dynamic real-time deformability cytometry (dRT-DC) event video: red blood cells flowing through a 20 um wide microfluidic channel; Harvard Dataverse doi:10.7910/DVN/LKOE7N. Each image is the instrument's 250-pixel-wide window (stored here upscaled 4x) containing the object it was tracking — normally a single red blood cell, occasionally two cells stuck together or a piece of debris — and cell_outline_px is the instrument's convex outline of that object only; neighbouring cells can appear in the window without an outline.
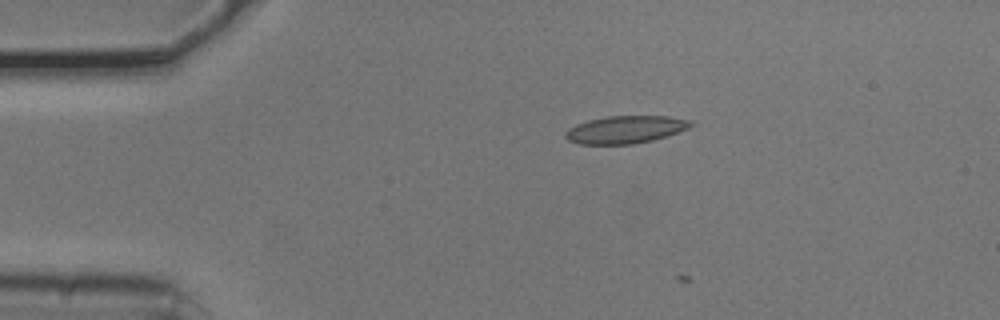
{"species": "common noctule bat (a hibernating species)", "species_latin": "Nyctalus noctula", "temperature_condition": "cold", "stored_images_in_passage": 5, "camera_frame_rate_fps": 3000, "um_per_image_px": 0.085, "animal": {"sex": "male", "body_mass_g": 20.5, "forearm_length_mm": 52.5}, "frame": {"image": 1, "passage_image": 3, "time_ms": 0.667, "image_size_px": [1000, 320], "cell_outline_px": [[696, 124], [688, 128], [652, 140], [632, 144], [580, 144], [568, 140], [564, 136], [564, 132], [568, 128], [576, 124], [588, 120], [604, 116], [668, 116], [692, 120]], "centroid_in_image_um": [53.14, 11.0], "position_along_channel_um": 31.9, "area_um2": 20.17}}